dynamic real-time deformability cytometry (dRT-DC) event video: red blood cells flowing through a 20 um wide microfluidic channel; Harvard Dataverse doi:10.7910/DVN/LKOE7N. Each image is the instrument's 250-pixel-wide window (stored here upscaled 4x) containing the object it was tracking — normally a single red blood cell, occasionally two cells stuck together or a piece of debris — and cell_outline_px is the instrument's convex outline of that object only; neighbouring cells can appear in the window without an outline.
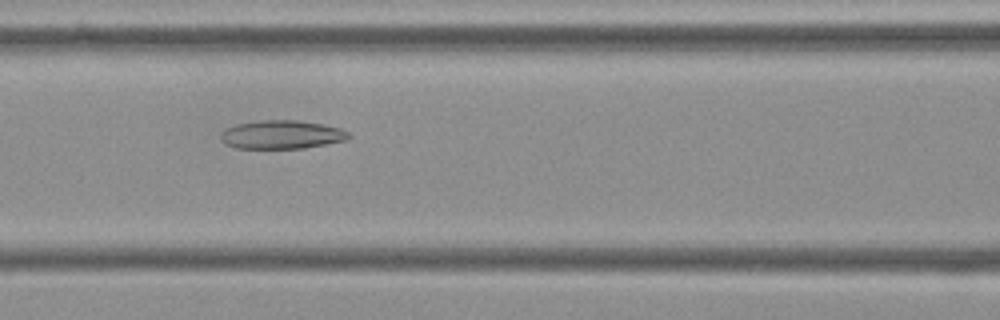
{"species": "Egyptian fruit bat (a non-hibernating species)", "species_latin": "Rousettus aegyptiacus", "temperature_condition": "cold", "stored_images_in_passage": 7, "segment_of_instrument_passage": [1, 2], "camera_frame_rate_fps": 3000, "um_per_image_px": 0.085, "frame": {"image": 1, "passage_image": 3, "time_ms": 0.667, "image_size_px": [1000, 320], "cell_outline_px": [[352, 136], [348, 140], [304, 148], [236, 148], [224, 144], [220, 136], [220, 132], [236, 124], [260, 120], [296, 120], [324, 124], [340, 128], [348, 132]], "centroid_in_image_um": [23.96, 11.44], "position_along_channel_um": 142.6, "area_um2": 21.39}}
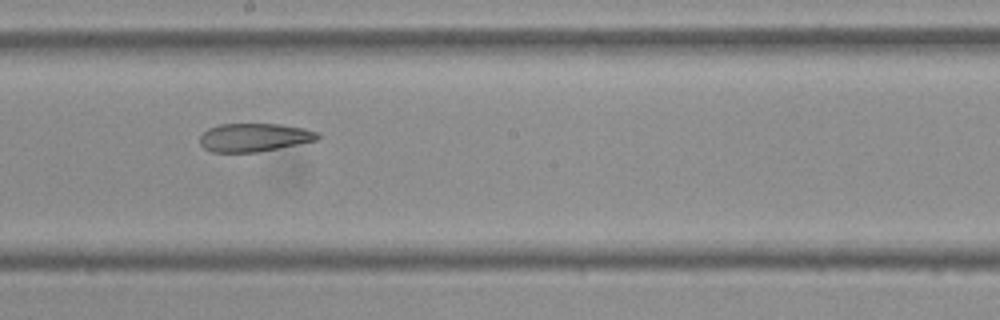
{"frame": {"image": 2, "passage_image": 5, "time_ms": 1.333, "image_size_px": [1000, 320], "cell_outline_px": [[320, 136], [316, 140], [256, 152], [212, 152], [204, 148], [200, 144], [200, 136], [208, 128], [220, 124], [280, 124], [304, 128], [316, 132]], "centroid_in_image_um": [21.56, 11.67], "position_along_channel_um": 226.6, "area_um2": 19.19}}
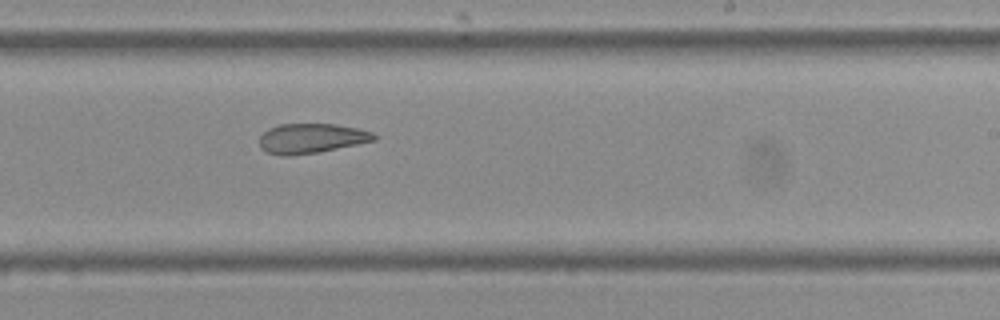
{"frame": {"image": 3, "passage_image": 6, "time_ms": 1.667, "image_size_px": [1000, 320], "cell_outline_px": [[376, 140], [316, 152], [288, 156], [284, 156], [268, 152], [260, 148], [260, 136], [268, 128], [280, 124], [336, 124], [356, 128], [372, 132], [376, 136]], "centroid_in_image_um": [26.43, 11.75], "position_along_channel_um": 262.6, "area_um2": 19.59}}